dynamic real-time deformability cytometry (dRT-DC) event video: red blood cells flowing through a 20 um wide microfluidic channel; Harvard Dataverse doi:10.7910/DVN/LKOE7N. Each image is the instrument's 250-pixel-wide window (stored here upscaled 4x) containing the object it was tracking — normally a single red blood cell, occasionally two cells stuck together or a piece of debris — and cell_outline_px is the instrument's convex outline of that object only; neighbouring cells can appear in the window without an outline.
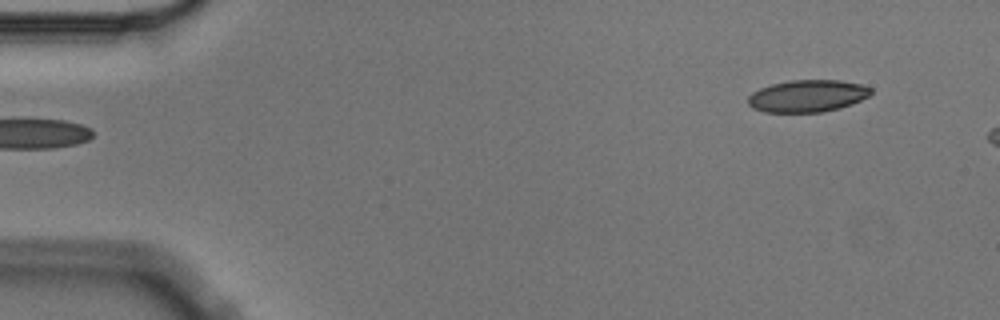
{"species": "Egyptian fruit bat (a non-hibernating species)", "species_latin": "Rousettus aegyptiacus", "temperature_condition": "cold", "stored_images_in_passage": 6, "segment_of_instrument_passage": [2, 2], "camera_frame_rate_fps": 3000, "um_per_image_px": 0.085, "animal": {"sex": "male"}, "frame": {"image": 1, "passage_image": 6, "time_ms": 1.667, "image_size_px": [1000, 320], "cell_outline_px": [[872, 92], [868, 96], [852, 104], [840, 108], [820, 112], [764, 112], [752, 108], [748, 104], [748, 96], [752, 92], [760, 88], [772, 84], [788, 80], [840, 80], [860, 84], [872, 88]], "centroid_in_image_um": [68.62, 8.15], "position_along_channel_um": 16.4, "area_um2": 23.06}}